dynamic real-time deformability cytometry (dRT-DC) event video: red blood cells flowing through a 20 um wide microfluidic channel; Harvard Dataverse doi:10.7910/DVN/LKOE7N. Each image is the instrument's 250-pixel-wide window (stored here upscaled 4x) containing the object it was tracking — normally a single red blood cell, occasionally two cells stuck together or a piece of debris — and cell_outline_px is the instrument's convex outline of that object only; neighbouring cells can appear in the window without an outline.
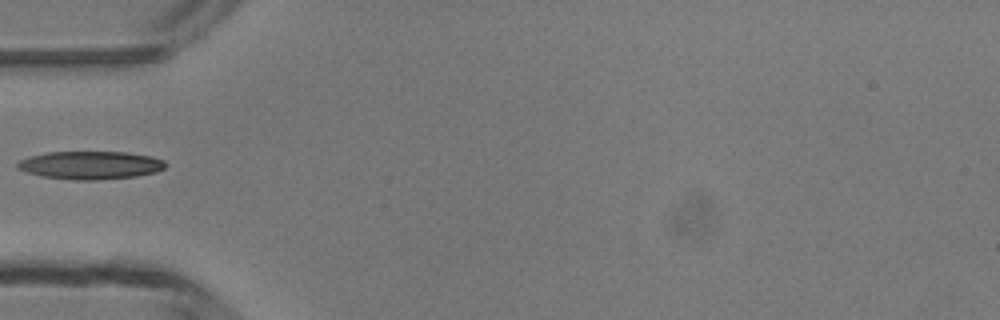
{"species": "common noctule bat (a hibernating species)", "species_latin": "Nyctalus noctula", "temperature_condition": "room temperature", "stored_images_in_passage": 31, "camera_frame_rate_fps": 3000, "um_per_image_px": 0.085, "animal": {"sex": "male", "body_mass_g": 13.3}, "frame": {"image": 1, "passage_image": 1, "time_ms": 0.0, "image_size_px": [1000, 320], "cell_outline_px": [[164, 168], [156, 172], [136, 176], [96, 180], [76, 180], [40, 176], [16, 168], [16, 164], [20, 160], [28, 156], [44, 152], [128, 152], [152, 156], [164, 160]], "centroid_in_image_um": [7.66, 14.03], "position_along_channel_um": 77.3, "area_um2": 24.28}}
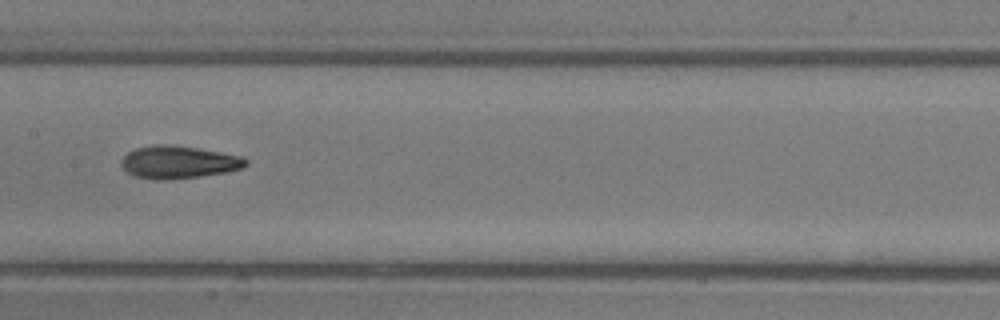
{"frame": {"image": 2, "passage_image": 9, "time_ms": 2.667, "image_size_px": [1000, 320], "cell_outline_px": [[248, 164], [244, 168], [228, 172], [200, 176], [164, 180], [156, 180], [136, 176], [128, 172], [120, 164], [120, 160], [128, 152], [136, 148], [156, 144], [164, 144], [196, 148], [220, 152], [240, 156], [248, 160]], "centroid_in_image_um": [15.19, 13.79], "position_along_channel_um": 192.2, "area_um2": 23.58}}
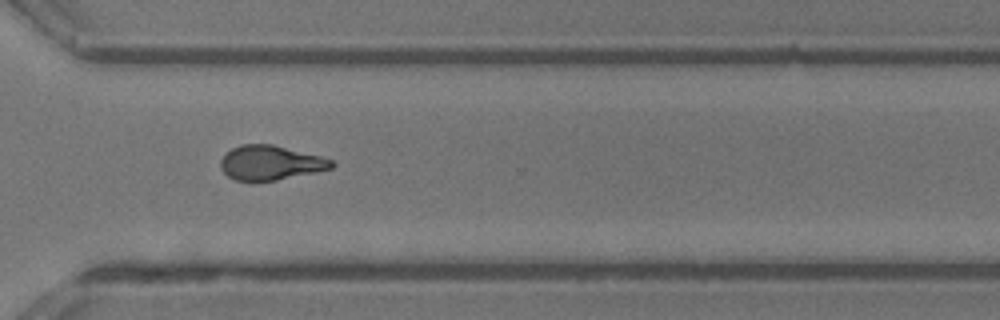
{"frame": {"image": 3, "passage_image": 20, "time_ms": 6.333, "image_size_px": [1000, 320], "cell_outline_px": [[336, 164], [332, 168], [276, 180], [236, 180], [228, 176], [220, 168], [220, 160], [232, 148], [240, 144], [272, 144], [320, 156], [332, 160]], "centroid_in_image_um": [22.98, 13.82], "position_along_channel_um": 347.6, "area_um2": 21.96}}